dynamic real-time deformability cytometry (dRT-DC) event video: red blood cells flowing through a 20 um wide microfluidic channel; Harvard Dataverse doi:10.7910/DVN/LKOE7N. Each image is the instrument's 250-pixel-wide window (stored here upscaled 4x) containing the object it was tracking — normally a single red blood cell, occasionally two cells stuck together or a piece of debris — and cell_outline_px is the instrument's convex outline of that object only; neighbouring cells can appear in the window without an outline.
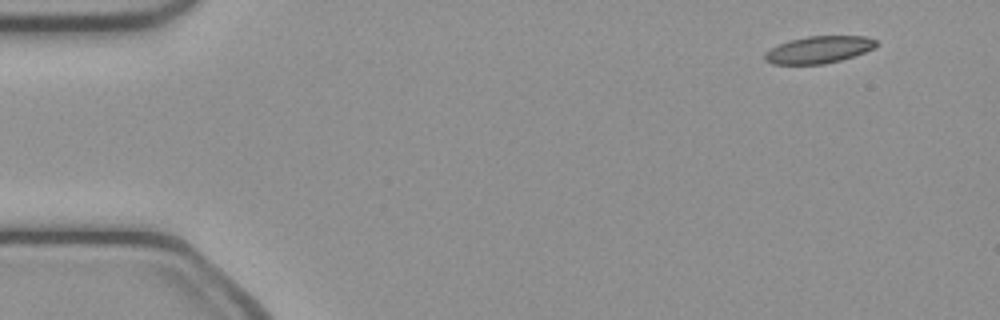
{"species": "common noctule bat (a hibernating species)", "species_latin": "Nyctalus noctula", "temperature_condition": "cold", "stored_images_in_passage": 47, "camera_frame_rate_fps": 3000, "um_per_image_px": 0.085, "animal": {"sex": "female", "body_mass_g": 21.9}, "frame": {"image": 1, "passage_image": 1, "time_ms": 0.0, "image_size_px": [1000, 320], "cell_outline_px": [[876, 44], [872, 48], [864, 52], [840, 60], [824, 64], [772, 64], [764, 60], [764, 52], [780, 44], [792, 40], [808, 36], [864, 36], [876, 40]], "centroid_in_image_um": [69.56, 4.23], "position_along_channel_um": 15.4, "area_um2": 17.28}}
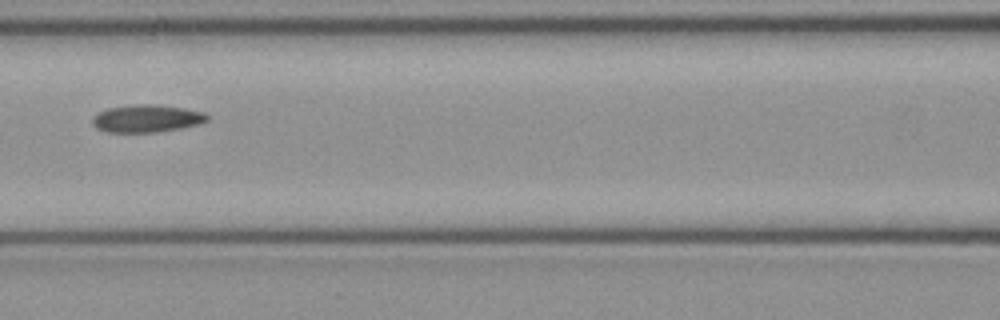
{"frame": {"image": 2, "passage_image": 19, "time_ms": 6.0, "image_size_px": [1000, 320], "cell_outline_px": [[208, 120], [200, 124], [160, 132], [104, 132], [96, 128], [92, 124], [92, 116], [108, 108], [140, 104], [152, 104], [184, 108], [204, 112], [208, 116]], "centroid_in_image_um": [12.46, 10.08], "position_along_channel_um": 154.1, "area_um2": 18.44}}
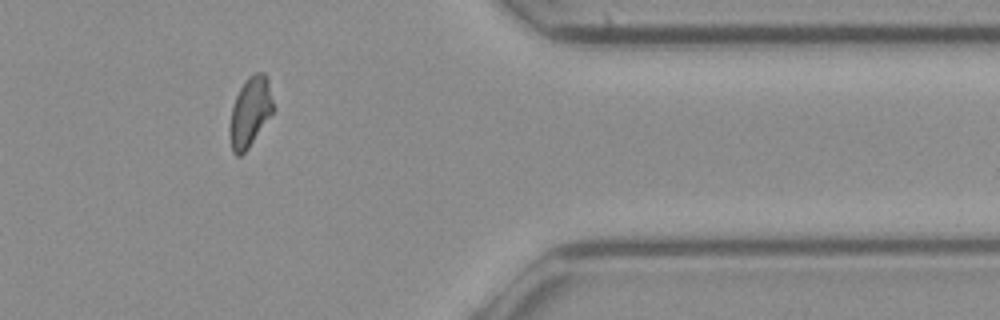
{"frame": {"image": 3, "passage_image": 38, "time_ms": 12.333, "image_size_px": [1000, 320], "cell_outline_px": [[272, 112], [248, 148], [240, 156], [236, 156], [232, 152], [228, 136], [228, 128], [232, 108], [236, 96], [244, 80], [248, 76], [256, 72], [264, 72], [268, 76], [272, 100]], "centroid_in_image_um": [21.21, 9.51], "position_along_channel_um": 390.2, "area_um2": 17.63}, "authors_computed_cell_mechanics": {"area_um2": 18.1492, "velocity_mm_per_s": 4.0842, "shape_relaxation_time_tau1_ms": null, "shape_relaxation_time_tau2_ms": 3.983, "deformation_change_tau1": null, "deformation_change_tau2": 0.0984}}